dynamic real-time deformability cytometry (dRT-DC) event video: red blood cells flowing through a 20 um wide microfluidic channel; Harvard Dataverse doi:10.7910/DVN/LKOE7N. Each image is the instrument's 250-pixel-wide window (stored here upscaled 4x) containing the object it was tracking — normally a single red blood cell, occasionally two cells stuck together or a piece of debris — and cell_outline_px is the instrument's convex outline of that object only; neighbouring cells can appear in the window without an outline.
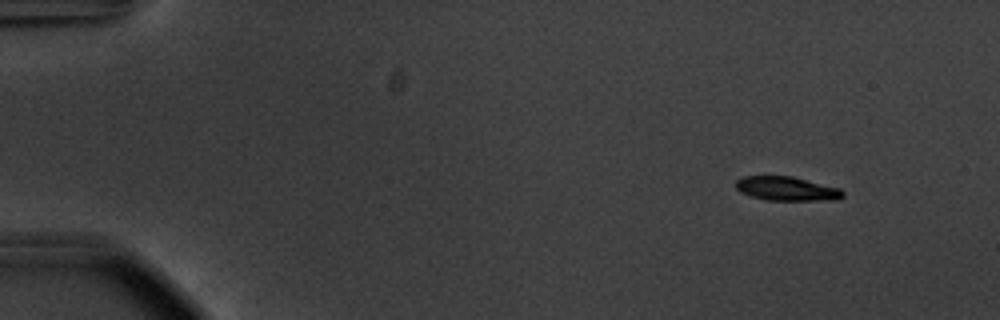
{"species": "common noctule bat (a hibernating species)", "species_latin": "Nyctalus noctula", "temperature_condition": "warm", "stored_images_in_passage": 50, "camera_frame_rate_fps": 3000, "um_per_image_px": 0.085, "animal": {"sex": "male", "body_mass_g": 20.1, "forearm_length_mm": 53.5}, "frame": {"image": 1, "passage_image": 1, "time_ms": 0.0, "image_size_px": [1000, 320], "cell_outline_px": [[844, 196], [836, 200], [768, 200], [752, 196], [740, 192], [736, 188], [736, 180], [744, 176], [792, 176], [840, 188], [844, 192]], "centroid_in_image_um": [66.89, 16.03], "position_along_channel_um": 18.1, "area_um2": 14.97}}
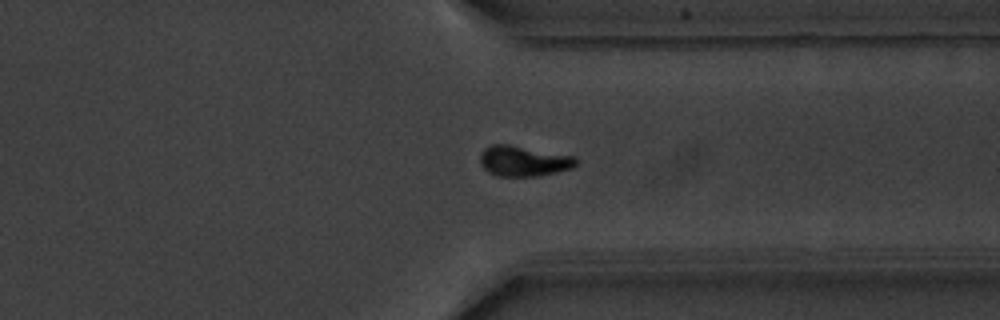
{"frame": {"image": 2, "passage_image": 38, "time_ms": 12.333, "image_size_px": [1000, 320], "cell_outline_px": [[576, 164], [572, 168], [556, 172], [536, 176], [496, 176], [488, 172], [480, 164], [480, 152], [484, 148], [492, 144], [508, 144], [576, 156]], "centroid_in_image_um": [44.47, 13.68], "position_along_channel_um": 366.9, "area_um2": 17.11}}
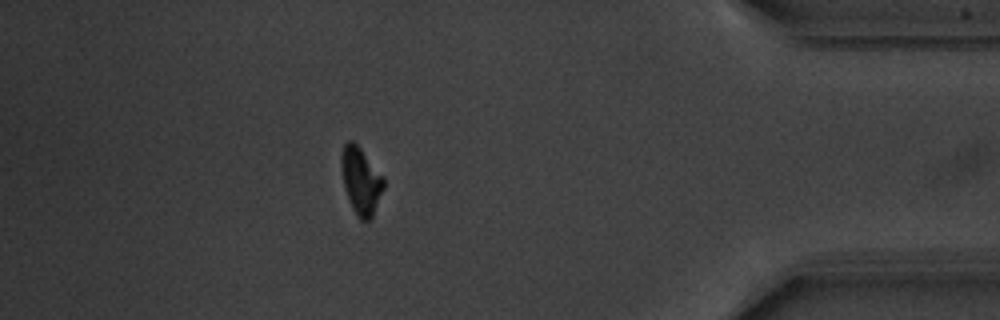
{"frame": {"image": 3, "passage_image": 44, "time_ms": 14.333, "image_size_px": [1000, 320], "cell_outline_px": [[384, 188], [372, 220], [360, 220], [352, 208], [344, 184], [340, 168], [340, 156], [344, 144], [348, 140], [352, 140], [360, 148], [384, 176]], "centroid_in_image_um": [30.69, 15.36], "position_along_channel_um": 404.5, "area_um2": 16.65}, "authors_computed_cell_mechanics": {"area_um2": 16.473, "velocity_mm_per_s": 3.7481, "shape_relaxation_time_tau1_ms": 1.6961, "shape_relaxation_time_tau2_ms": 10.4045, "deformation_change_tau1": 0.1549, "deformation_change_tau2": 0.1579}}